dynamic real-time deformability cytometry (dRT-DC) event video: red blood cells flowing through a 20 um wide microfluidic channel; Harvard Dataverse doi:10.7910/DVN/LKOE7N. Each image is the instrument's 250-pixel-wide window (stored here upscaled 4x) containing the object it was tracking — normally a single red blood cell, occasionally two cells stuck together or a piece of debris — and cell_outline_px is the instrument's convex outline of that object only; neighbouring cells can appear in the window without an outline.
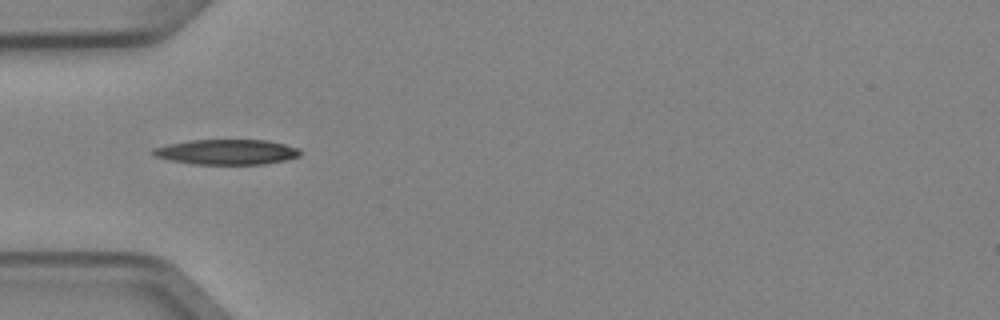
{"species": "Egyptian fruit bat (a non-hibernating species)", "species_latin": "Rousettus aegyptiacus", "temperature_condition": "cold", "stored_images_in_passage": 6, "camera_frame_rate_fps": 3000, "um_per_image_px": 0.085, "animal": {"sex": "female"}, "frame": {"image": 1, "passage_image": 3, "time_ms": 0.667, "image_size_px": [1000, 320], "cell_outline_px": [[300, 156], [284, 160], [264, 164], [192, 164], [168, 160], [152, 156], [148, 152], [152, 148], [168, 144], [188, 140], [268, 140], [284, 144], [296, 148], [300, 152]], "centroid_in_image_um": [19.16, 12.92], "position_along_channel_um": 65.8, "area_um2": 21.73}}
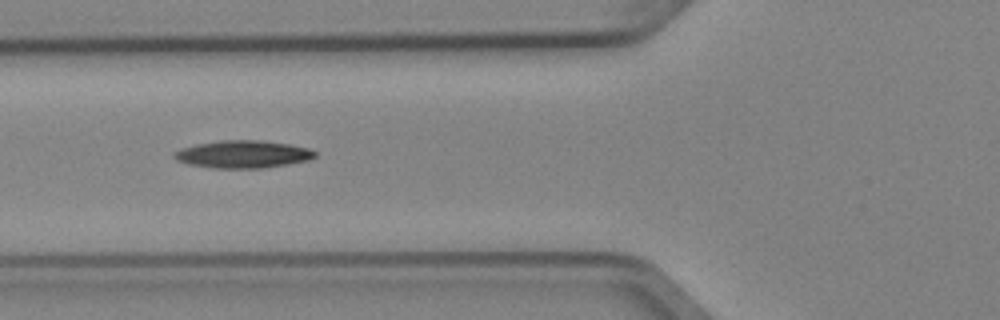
{"frame": {"image": 2, "passage_image": 4, "time_ms": 1.0, "image_size_px": [1000, 320], "cell_outline_px": [[316, 156], [308, 160], [288, 164], [264, 168], [212, 168], [188, 164], [176, 160], [172, 156], [180, 148], [196, 144], [220, 140], [260, 140], [288, 144], [308, 148], [316, 152]], "centroid_in_image_um": [20.62, 13.11], "position_along_channel_um": 105.2, "area_um2": 22.6}}